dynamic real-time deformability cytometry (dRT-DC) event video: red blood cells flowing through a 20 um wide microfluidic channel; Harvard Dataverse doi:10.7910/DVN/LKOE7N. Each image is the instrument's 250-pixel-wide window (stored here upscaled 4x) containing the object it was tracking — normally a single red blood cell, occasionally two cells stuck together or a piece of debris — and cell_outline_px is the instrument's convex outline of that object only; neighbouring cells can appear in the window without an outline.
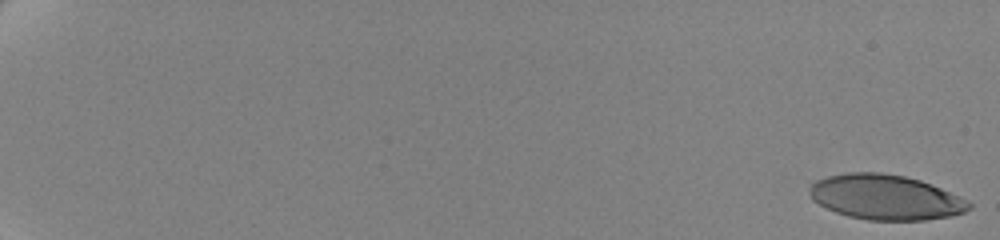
{"species": "human", "species_latin": "Homo sapiens", "temperature_condition": "cold", "stored_images_in_passage": 61, "camera_frame_rate_fps": 3000, "um_per_image_px": 0.085, "donor": {"sex": "female"}, "frame": {"image": 1, "passage_image": 1, "time_ms": 0.0, "image_size_px": [1000, 240], "cell_outline_px": [[972, 208], [964, 212], [952, 216], [924, 220], [868, 220], [848, 216], [836, 212], [812, 200], [812, 184], [816, 180], [828, 176], [848, 172], [880, 172], [904, 176], [920, 180], [932, 184], [960, 196], [968, 200], [972, 204]], "centroid_in_image_um": [75.33, 16.76], "position_along_channel_um": 9.7, "area_um2": 41.73}}
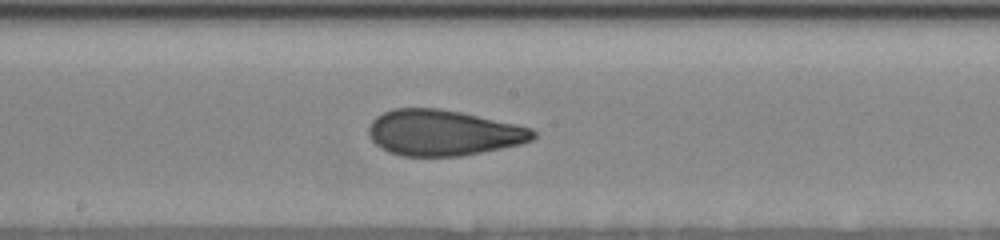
{"frame": {"image": 2, "passage_image": 37, "time_ms": 12.0, "image_size_px": [1000, 240], "cell_outline_px": [[536, 136], [532, 140], [520, 144], [460, 156], [404, 156], [380, 148], [372, 140], [368, 132], [368, 128], [372, 120], [376, 116], [392, 108], [440, 108], [460, 112], [516, 124], [532, 128], [536, 132]], "centroid_in_image_um": [37.66, 11.27], "position_along_channel_um": 210.5, "area_um2": 43.7}}
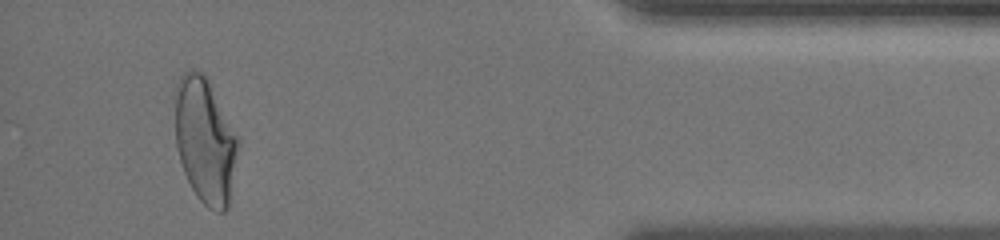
{"frame": {"image": 3, "passage_image": 58, "time_ms": 19.0, "image_size_px": [1000, 240], "cell_outline_px": [[240, 144], [228, 208], [224, 212], [216, 212], [208, 208], [196, 196], [184, 172], [176, 148], [172, 96], [172, 92], [180, 76], [188, 68], [192, 68], [200, 72], [208, 80], [240, 140]], "centroid_in_image_um": [17.4, 11.92], "position_along_channel_um": 417.8, "area_um2": 47.11}, "authors_computed_cell_mechanics": {"area_um2": 43.7546, "velocity_mm_per_s": 3.4992, "shape_relaxation_time_tau1_ms": 8.5332, "shape_relaxation_time_tau2_ms": 1.2478, "deformation_change_tau1": 0.2041, "deformation_change_tau2": 0.0847}}